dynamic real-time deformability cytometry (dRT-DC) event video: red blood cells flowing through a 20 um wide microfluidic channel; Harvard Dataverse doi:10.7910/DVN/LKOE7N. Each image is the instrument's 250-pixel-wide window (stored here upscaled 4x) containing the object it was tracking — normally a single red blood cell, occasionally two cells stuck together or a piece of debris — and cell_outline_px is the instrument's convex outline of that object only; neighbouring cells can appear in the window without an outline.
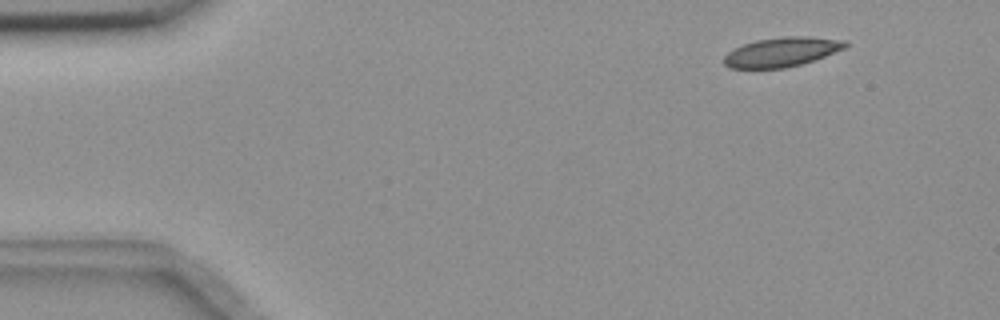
{"species": "common noctule bat (a hibernating species)", "species_latin": "Nyctalus noctula", "temperature_condition": "room temperature", "stored_images_in_passage": 5, "camera_frame_rate_fps": 3000, "um_per_image_px": 0.085, "animal": {"sex": "female", "body_mass_g": 18.4}, "frame": {"image": 1, "passage_image": 1, "time_ms": 0.0, "image_size_px": [1000, 320], "cell_outline_px": [[848, 44], [844, 48], [824, 56], [800, 64], [784, 68], [728, 68], [724, 64], [724, 56], [728, 52], [744, 44], [756, 40], [784, 36], [804, 36], [844, 40]], "centroid_in_image_um": [66.41, 4.42], "position_along_channel_um": 18.6, "area_um2": 20.46}}
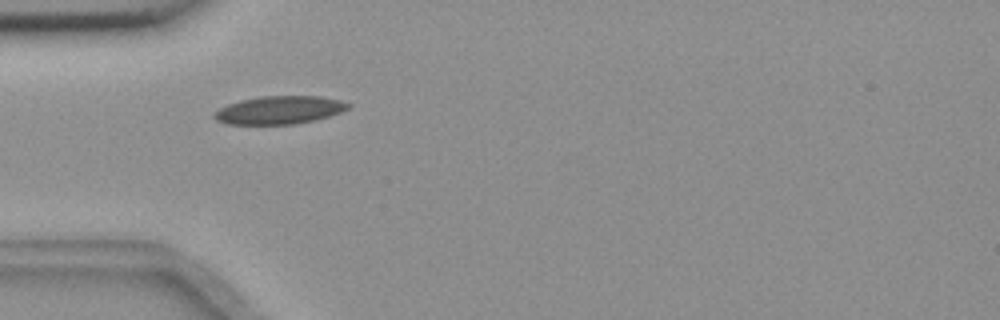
{"frame": {"image": 2, "passage_image": 4, "time_ms": 1.0, "image_size_px": [1000, 320], "cell_outline_px": [[352, 104], [348, 108], [340, 112], [316, 120], [292, 124], [228, 124], [216, 120], [212, 116], [220, 108], [228, 104], [240, 100], [260, 96], [320, 96], [340, 100]], "centroid_in_image_um": [23.75, 9.35], "position_along_channel_um": 61.3, "area_um2": 21.79}}
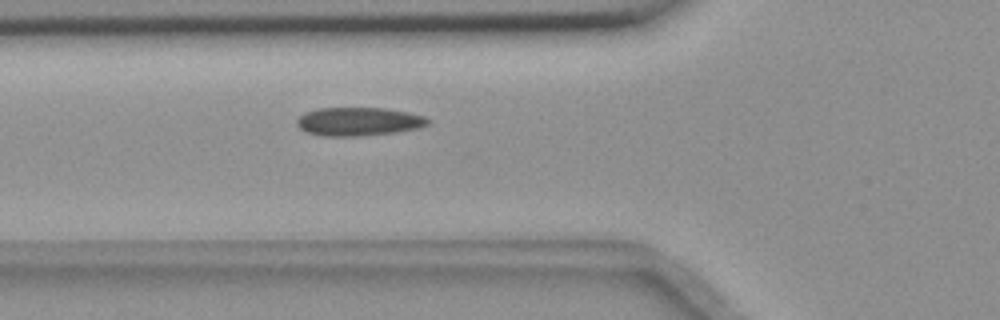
{"frame": {"image": 3, "passage_image": 5, "time_ms": 1.333, "image_size_px": [1000, 320], "cell_outline_px": [[432, 120], [428, 124], [420, 128], [396, 132], [360, 136], [320, 136], [308, 132], [300, 128], [296, 124], [296, 120], [304, 112], [316, 108], [388, 108], [408, 112], [424, 116]], "centroid_in_image_um": [30.49, 10.33], "position_along_channel_um": 95.3, "area_um2": 21.96}}